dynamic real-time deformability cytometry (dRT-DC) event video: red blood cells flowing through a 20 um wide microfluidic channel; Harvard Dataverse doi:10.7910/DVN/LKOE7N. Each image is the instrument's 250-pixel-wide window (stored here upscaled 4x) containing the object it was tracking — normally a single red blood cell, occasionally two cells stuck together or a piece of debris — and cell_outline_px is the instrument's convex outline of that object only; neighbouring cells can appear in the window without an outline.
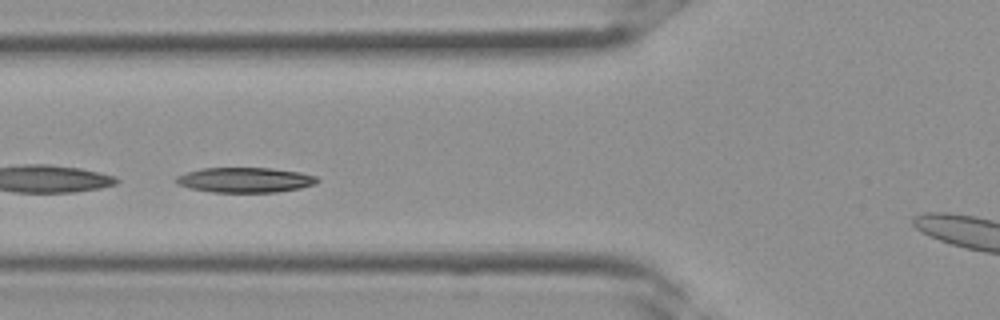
{"species": "Egyptian fruit bat (a non-hibernating species)", "species_latin": "Rousettus aegyptiacus", "temperature_condition": "room temperature", "stored_images_in_passage": 31, "camera_frame_rate_fps": 3000, "um_per_image_px": 0.085, "frame": {"image": 1, "passage_image": 10, "time_ms": 3.0, "image_size_px": [1000, 320], "cell_outline_px": [[320, 180], [316, 184], [300, 188], [276, 192], [212, 192], [192, 188], [176, 184], [172, 180], [176, 176], [200, 168], [272, 168], [300, 172], [316, 176]], "centroid_in_image_um": [20.82, 15.29], "position_along_channel_um": 105.0, "area_um2": 20.69}}